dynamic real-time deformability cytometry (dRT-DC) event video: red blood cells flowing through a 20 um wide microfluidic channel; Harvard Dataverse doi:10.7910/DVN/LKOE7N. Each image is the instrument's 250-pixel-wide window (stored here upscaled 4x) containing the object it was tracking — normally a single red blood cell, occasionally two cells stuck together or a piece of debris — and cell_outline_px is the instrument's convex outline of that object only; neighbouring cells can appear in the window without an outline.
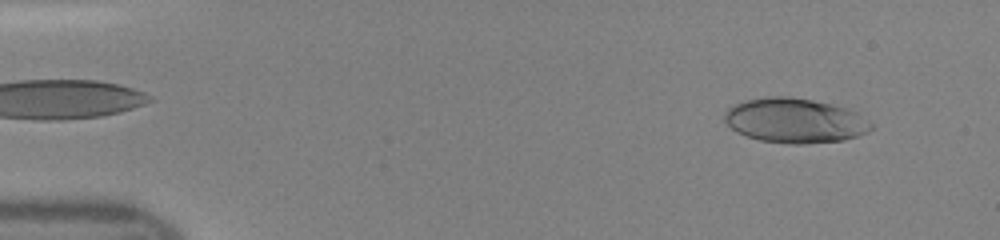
{"species": "human", "species_latin": "Homo sapiens", "temperature_condition": "room temperature", "stored_images_in_passage": 28, "camera_frame_rate_fps": 3000, "um_per_image_px": 0.085, "donor": {"sex": "female"}, "frame": {"image": 1, "passage_image": 3, "time_ms": 0.667, "image_size_px": [1000, 240], "cell_outline_px": [[876, 124], [868, 132], [844, 140], [804, 144], [788, 144], [760, 140], [736, 132], [724, 120], [724, 112], [728, 108], [744, 100], [772, 96], [784, 96], [812, 100], [832, 104], [856, 112]], "centroid_in_image_um": [67.59, 10.25], "position_along_channel_um": 17.4, "area_um2": 38.21}}
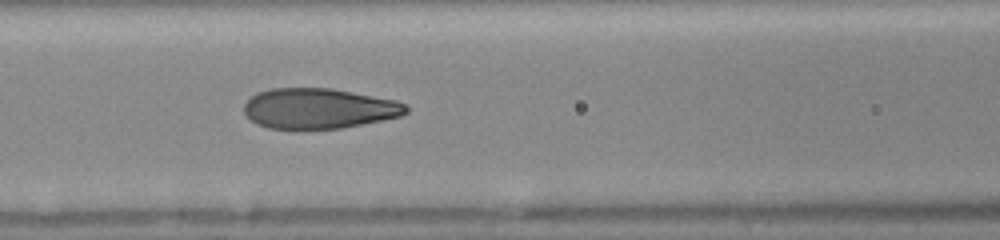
{"frame": {"image": 2, "passage_image": 19, "time_ms": 6.0, "image_size_px": [1000, 240], "cell_outline_px": [[408, 112], [400, 116], [340, 128], [300, 132], [296, 132], [268, 128], [256, 124], [244, 112], [244, 104], [256, 92], [272, 88], [332, 88], [396, 100], [408, 104]], "centroid_in_image_um": [27.06, 9.25], "position_along_channel_um": 139.5, "area_um2": 38.96}}
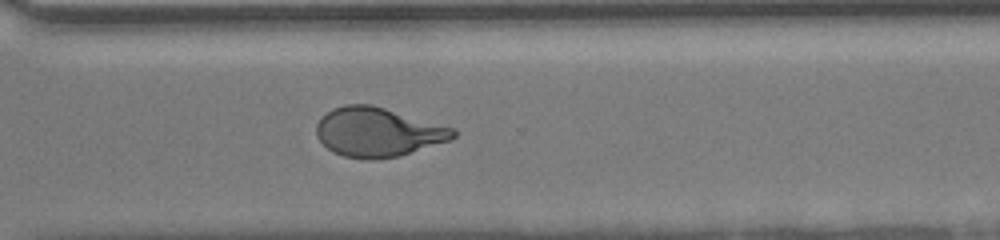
{"frame": {"image": 3, "passage_image": 28, "time_ms": 9.0, "image_size_px": [1000, 240], "cell_outline_px": [[456, 136], [452, 140], [400, 156], [372, 160], [368, 160], [344, 156], [332, 152], [316, 136], [316, 124], [332, 108], [344, 104], [372, 104], [456, 128]], "centroid_in_image_um": [32.15, 11.23], "position_along_channel_um": 338.4, "area_um2": 39.54}}